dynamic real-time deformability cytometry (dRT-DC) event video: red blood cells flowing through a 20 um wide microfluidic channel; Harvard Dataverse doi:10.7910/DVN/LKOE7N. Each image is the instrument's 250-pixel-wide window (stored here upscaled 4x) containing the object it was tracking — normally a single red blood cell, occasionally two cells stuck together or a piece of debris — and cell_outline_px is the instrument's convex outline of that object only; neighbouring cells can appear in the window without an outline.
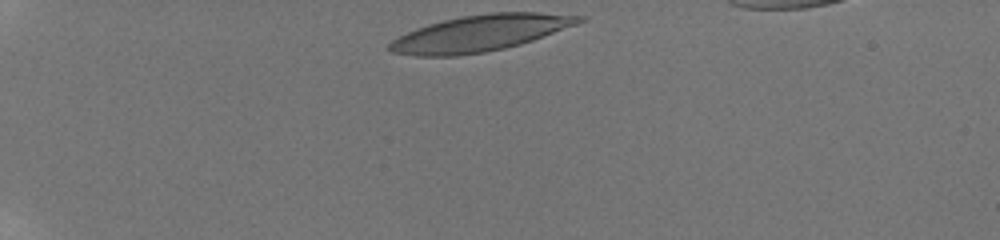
{"species": "human", "species_latin": "Homo sapiens", "temperature_condition": "room temperature", "stored_images_in_passage": 37, "camera_frame_rate_fps": 3000, "um_per_image_px": 0.085, "donor": {"sex": "male"}, "frame": {"image": 1, "passage_image": 1, "time_ms": 0.0, "image_size_px": [1000, 240], "cell_outline_px": [[588, 20], [532, 40], [520, 44], [504, 48], [484, 52], [456, 56], [416, 56], [392, 52], [388, 48], [388, 44], [392, 40], [416, 28], [428, 24], [460, 16], [492, 12], [536, 12], [588, 16]], "centroid_in_image_um": [40.84, 2.81], "position_along_channel_um": 44.2, "area_um2": 39.94}}
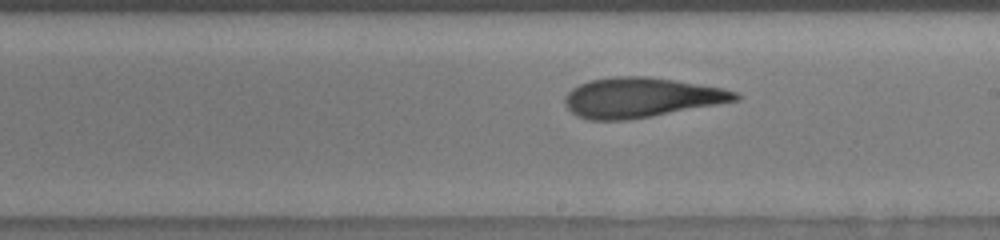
{"frame": {"image": 2, "passage_image": 21, "time_ms": 6.667, "image_size_px": [1000, 240], "cell_outline_px": [[740, 100], [652, 116], [624, 120], [588, 120], [576, 116], [564, 104], [564, 96], [572, 88], [580, 84], [592, 80], [612, 76], [648, 76], [724, 88], [736, 92], [740, 96]], "centroid_in_image_um": [54.47, 8.29], "position_along_channel_um": 234.5, "area_um2": 39.54}}
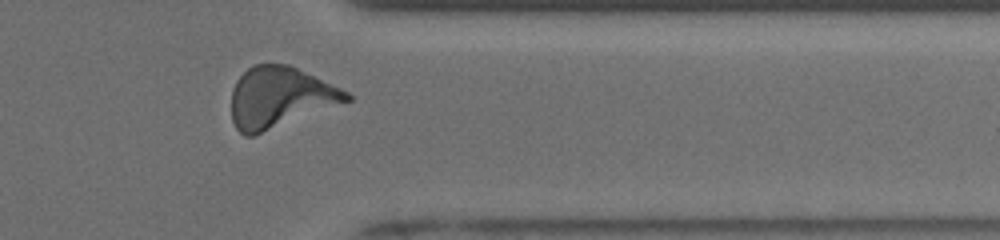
{"frame": {"image": 3, "passage_image": 33, "time_ms": 10.667, "image_size_px": [1000, 240], "cell_outline_px": [[352, 100], [252, 136], [244, 136], [236, 128], [232, 120], [232, 88], [236, 80], [248, 68], [256, 64], [288, 64], [348, 92], [352, 96]], "centroid_in_image_um": [23.77, 8.28], "position_along_channel_um": 387.6, "area_um2": 40.34}, "authors_computed_cell_mechanics": {"area_um2": 39.8242, "velocity_mm_per_s": 3.869, "shape_relaxation_time_tau1_ms": 7.4605, "shape_relaxation_time_tau2_ms": 1.7606, "deformation_change_tau1": 0.2561, "deformation_change_tau2": 0.1044}}